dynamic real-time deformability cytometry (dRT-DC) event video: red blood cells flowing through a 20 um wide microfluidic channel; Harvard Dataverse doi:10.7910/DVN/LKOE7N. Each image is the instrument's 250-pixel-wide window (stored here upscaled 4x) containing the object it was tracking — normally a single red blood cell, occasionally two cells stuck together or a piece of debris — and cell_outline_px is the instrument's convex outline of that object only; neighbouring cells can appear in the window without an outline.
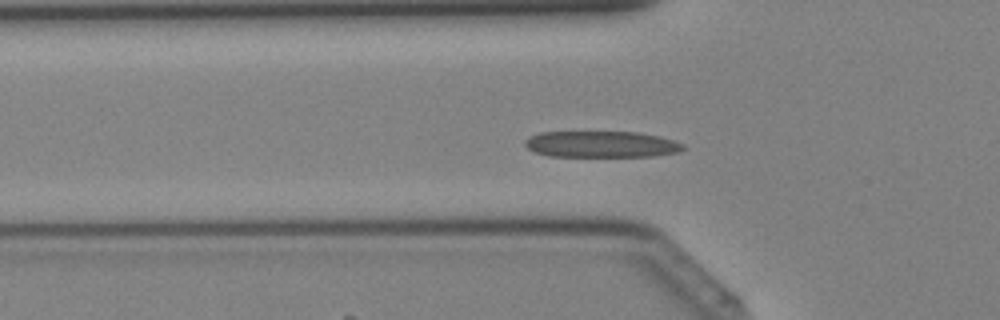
{"species": "Egyptian fruit bat (a non-hibernating species)", "species_latin": "Rousettus aegyptiacus", "temperature_condition": "cold", "stored_images_in_passage": 26, "camera_frame_rate_fps": 3000, "um_per_image_px": 0.085, "animal": {"sex": "female"}, "frame": {"image": 1, "passage_image": 4, "time_ms": 1.0, "image_size_px": [1000, 320], "cell_outline_px": [[684, 148], [680, 152], [652, 156], [548, 156], [532, 152], [524, 144], [524, 140], [528, 136], [540, 132], [640, 132], [660, 136], [684, 144]], "centroid_in_image_um": [51.08, 12.26], "position_along_channel_um": 74.7, "area_um2": 24.45}}
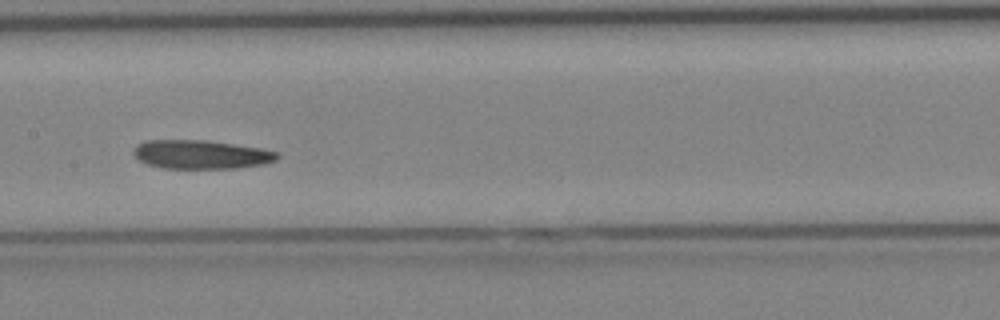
{"frame": {"image": 2, "passage_image": 11, "time_ms": 3.333, "image_size_px": [1000, 320], "cell_outline_px": [[280, 156], [276, 160], [264, 164], [236, 168], [164, 168], [148, 164], [140, 160], [132, 152], [132, 148], [136, 144], [144, 140], [208, 140], [260, 148], [280, 152]], "centroid_in_image_um": [17.09, 13.12], "position_along_channel_um": 190.3, "area_um2": 24.22}}
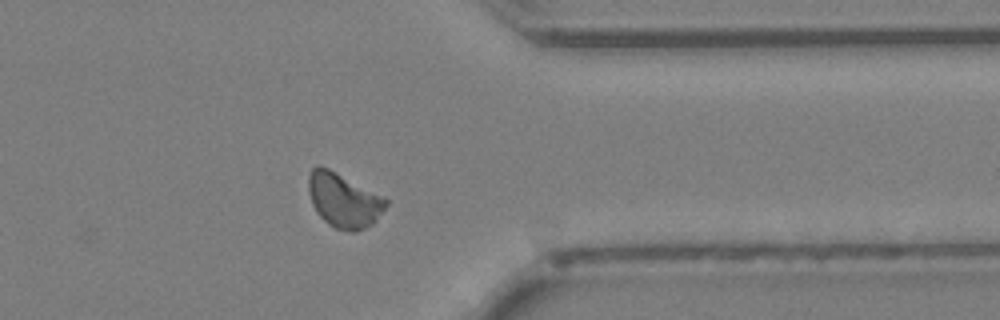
{"frame": {"image": 3, "passage_image": 23, "time_ms": 7.333, "image_size_px": [1000, 320], "cell_outline_px": [[388, 204], [376, 220], [372, 224], [356, 232], [352, 232], [336, 228], [328, 224], [316, 212], [312, 204], [308, 192], [308, 176], [312, 168], [316, 164], [328, 168], [336, 172], [388, 200]], "centroid_in_image_um": [29.17, 17.03], "position_along_channel_um": 382.2, "area_um2": 24.28}}